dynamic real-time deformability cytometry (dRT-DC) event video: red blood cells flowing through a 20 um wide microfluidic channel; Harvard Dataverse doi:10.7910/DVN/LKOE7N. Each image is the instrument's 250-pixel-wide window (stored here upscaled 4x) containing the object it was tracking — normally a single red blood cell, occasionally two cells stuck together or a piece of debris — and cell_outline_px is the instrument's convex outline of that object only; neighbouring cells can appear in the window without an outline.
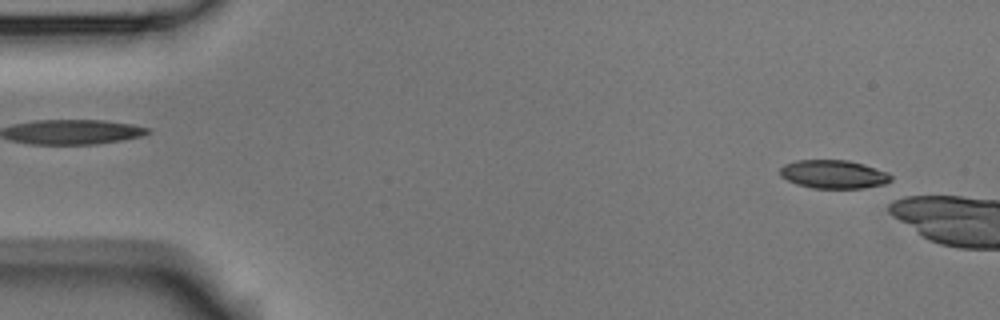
{"species": "Egyptian fruit bat (a non-hibernating species)", "species_latin": "Rousettus aegyptiacus", "temperature_condition": "room temperature", "stored_images_in_passage": 2, "camera_frame_rate_fps": 3000, "um_per_image_px": 0.085, "animal": {"sex": "male"}, "frame": {"image": 1, "passage_image": 2, "time_ms": 0.333, "image_size_px": [1000, 320], "cell_outline_px": [[892, 180], [884, 184], [864, 188], [812, 188], [796, 184], [780, 176], [780, 168], [784, 164], [796, 160], [848, 160], [864, 164], [888, 172], [892, 176]], "centroid_in_image_um": [70.86, 14.81], "position_along_channel_um": 14.1, "area_um2": 18.5}}